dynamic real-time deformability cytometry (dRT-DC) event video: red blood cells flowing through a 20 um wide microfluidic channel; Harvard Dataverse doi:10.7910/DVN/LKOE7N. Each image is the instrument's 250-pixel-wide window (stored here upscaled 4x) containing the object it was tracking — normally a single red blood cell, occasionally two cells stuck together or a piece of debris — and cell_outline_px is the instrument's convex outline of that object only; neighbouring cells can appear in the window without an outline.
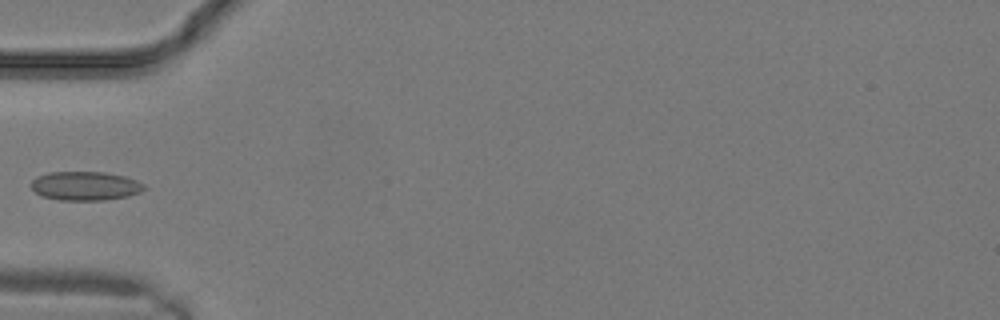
{"species": "common noctule bat (a hibernating species)", "species_latin": "Nyctalus noctula", "temperature_condition": "warm", "stored_images_in_passage": 17, "camera_frame_rate_fps": 3000, "um_per_image_px": 0.085, "animal": {"sex": "male", "body_mass_g": 19.2, "forearm_length_mm": 51.8}, "frame": {"image": 1, "passage_image": 7, "time_ms": 2.0, "image_size_px": [1000, 320], "cell_outline_px": [[144, 188], [140, 192], [128, 196], [104, 200], [60, 200], [44, 196], [36, 192], [32, 188], [32, 180], [36, 176], [48, 172], [104, 172], [124, 176], [136, 180], [144, 184]], "centroid_in_image_um": [7.24, 15.79], "position_along_channel_um": 77.8, "area_um2": 18.9}}
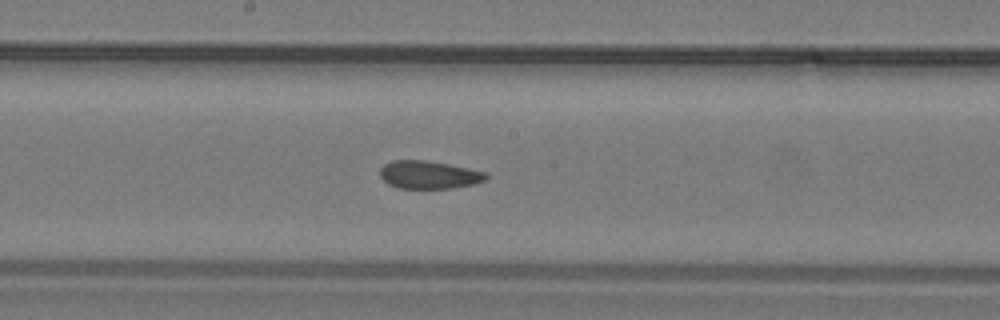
{"frame": {"image": 2, "passage_image": 12, "time_ms": 3.667, "image_size_px": [1000, 320], "cell_outline_px": [[488, 176], [484, 180], [472, 184], [452, 188], [400, 188], [388, 184], [380, 176], [380, 168], [384, 164], [392, 160], [424, 160], [448, 164], [488, 172]], "centroid_in_image_um": [36.44, 14.85], "position_along_channel_um": 211.8, "area_um2": 17.17}}
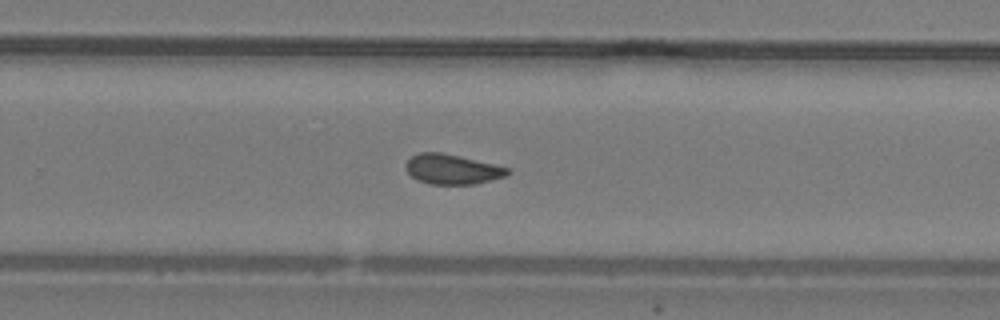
{"frame": {"image": 3, "passage_image": 15, "time_ms": 4.667, "image_size_px": [1000, 320], "cell_outline_px": [[512, 172], [504, 176], [476, 184], [428, 184], [416, 180], [404, 168], [404, 164], [412, 156], [420, 152], [440, 152], [460, 156], [512, 168]], "centroid_in_image_um": [38.43, 14.38], "position_along_channel_um": 291.4, "area_um2": 17.92}}